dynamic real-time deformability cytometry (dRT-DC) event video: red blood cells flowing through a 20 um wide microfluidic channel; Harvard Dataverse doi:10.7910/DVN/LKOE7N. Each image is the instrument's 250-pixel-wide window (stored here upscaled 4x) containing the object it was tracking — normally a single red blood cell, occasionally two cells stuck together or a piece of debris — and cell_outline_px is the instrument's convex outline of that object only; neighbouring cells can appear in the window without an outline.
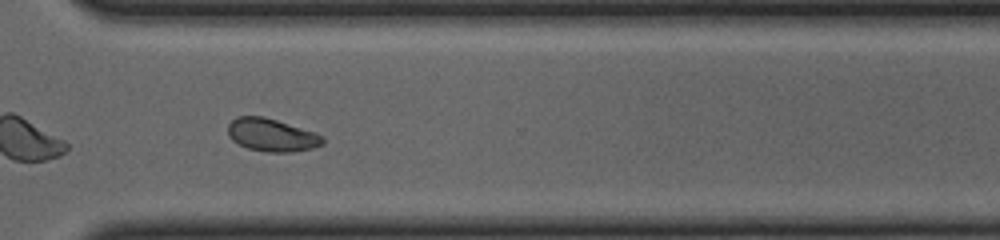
{"species": "common noctule bat (a hibernating species)", "species_latin": "Nyctalus noctula", "temperature_condition": "cold", "stored_images_in_passage": 54, "camera_frame_rate_fps": 3000, "um_per_image_px": 0.085, "animal": {"sex": "female", "body_mass_g": 23.0, "forearm_length_mm": 53.4}, "frame": {"image": 1, "passage_image": 39, "time_ms": 12.667, "image_size_px": [1000, 240], "cell_outline_px": [[324, 144], [312, 148], [292, 152], [264, 152], [248, 148], [232, 140], [228, 136], [228, 124], [236, 116], [264, 116], [316, 132], [324, 136]], "centroid_in_image_um": [23.11, 11.47], "position_along_channel_um": 347.5, "area_um2": 18.32}, "authors_computed_cell_mechanics": {"area_um2": 18.5249, "velocity_mm_per_s": 3.8511, "shape_relaxation_time_tau1_ms": 4.985, "shape_relaxation_time_tau2_ms": 3.3131, "deformation_change_tau1": 0.1358, "deformation_change_tau2": 0.0645}}